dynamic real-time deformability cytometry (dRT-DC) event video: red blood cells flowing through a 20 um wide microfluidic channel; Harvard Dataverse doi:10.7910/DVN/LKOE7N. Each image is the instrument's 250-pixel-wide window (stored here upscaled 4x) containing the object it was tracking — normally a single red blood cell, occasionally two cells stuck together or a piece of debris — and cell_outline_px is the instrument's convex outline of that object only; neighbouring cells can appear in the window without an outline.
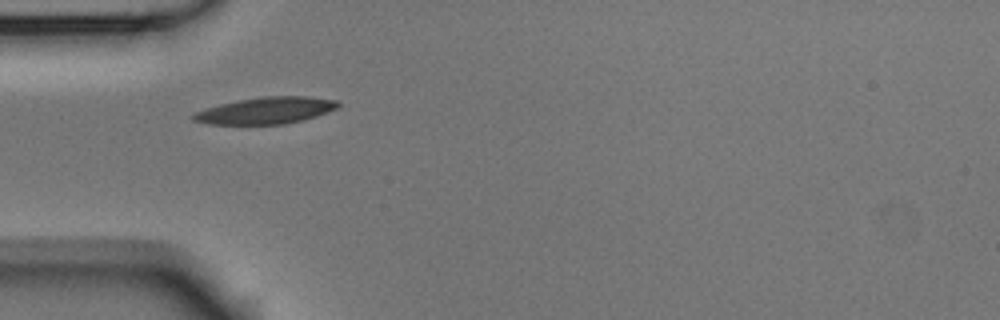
{"species": "Egyptian fruit bat (a non-hibernating species)", "species_latin": "Rousettus aegyptiacus", "temperature_condition": "room temperature", "stored_images_in_passage": 4, "camera_frame_rate_fps": 3000, "um_per_image_px": 0.085, "animal": {"sex": "male"}, "frame": {"image": 1, "passage_image": 1, "time_ms": 0.0, "image_size_px": [1000, 320], "cell_outline_px": [[340, 104], [336, 108], [316, 116], [304, 120], [284, 124], [208, 124], [192, 120], [192, 116], [196, 112], [220, 104], [236, 100], [264, 96], [304, 96], [336, 100]], "centroid_in_image_um": [22.6, 9.39], "position_along_channel_um": 62.4, "area_um2": 22.31}}
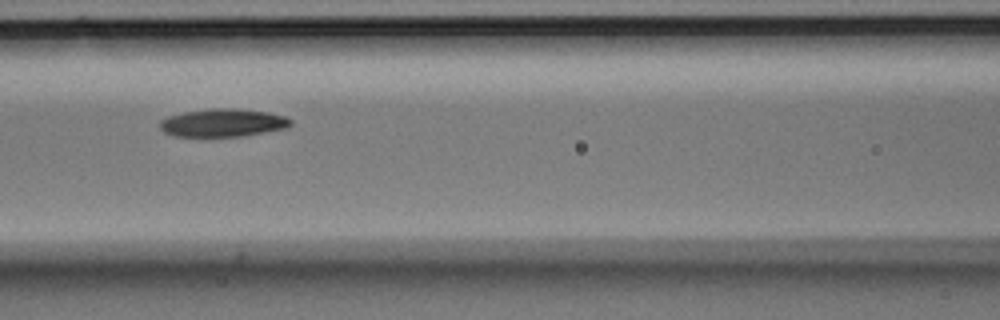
{"frame": {"image": 2, "passage_image": 3, "time_ms": 0.667, "image_size_px": [1000, 320], "cell_outline_px": [[292, 124], [288, 128], [244, 136], [172, 136], [164, 132], [160, 128], [160, 120], [168, 116], [184, 112], [208, 108], [236, 108], [268, 112], [284, 116], [292, 120]], "centroid_in_image_um": [18.96, 10.43], "position_along_channel_um": 147.6, "area_um2": 21.5}}
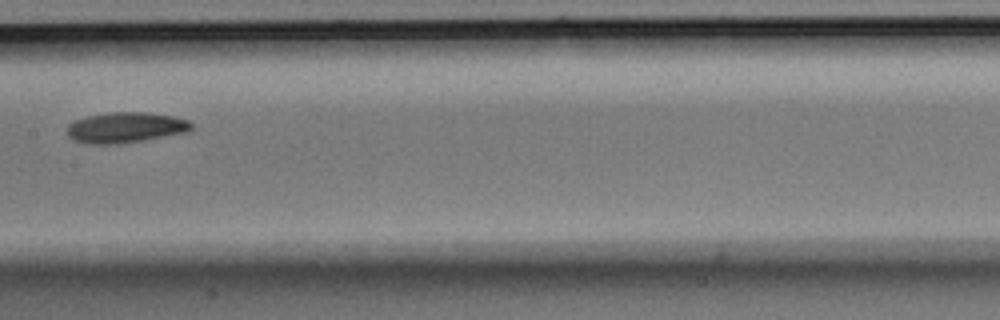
{"frame": {"image": 3, "passage_image": 4, "time_ms": 1.0, "image_size_px": [1000, 320], "cell_outline_px": [[192, 128], [188, 132], [120, 144], [88, 144], [72, 140], [68, 136], [68, 124], [72, 120], [88, 116], [112, 112], [148, 112], [172, 116], [188, 120], [192, 124]], "centroid_in_image_um": [10.65, 10.84], "position_along_channel_um": 196.8, "area_um2": 22.25}}